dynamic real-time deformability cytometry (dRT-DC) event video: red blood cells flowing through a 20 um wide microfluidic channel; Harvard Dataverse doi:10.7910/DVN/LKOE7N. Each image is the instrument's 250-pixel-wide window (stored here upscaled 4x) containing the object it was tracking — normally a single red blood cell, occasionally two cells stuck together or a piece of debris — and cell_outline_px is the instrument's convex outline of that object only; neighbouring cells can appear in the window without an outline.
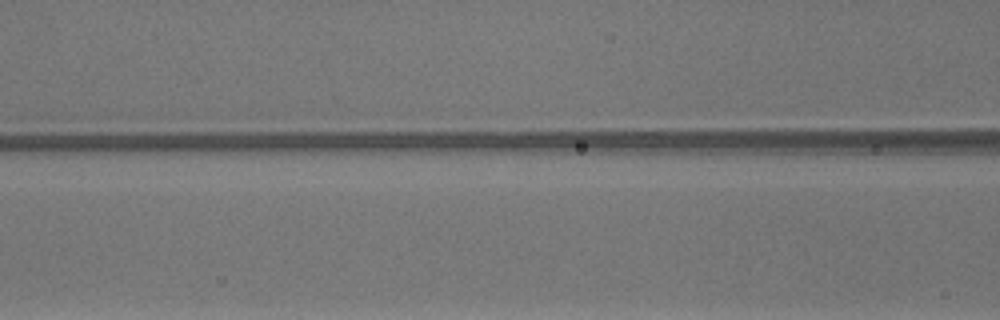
{"species": "common noctule bat (a hibernating species)", "species_latin": "Nyctalus noctula", "temperature_condition": "warm", "stored_images_in_passage": 5, "camera_frame_rate_fps": 3000, "um_per_image_px": 0.085, "animal": {"sex": "male", "body_mass_g": 13.3}, "frame": {"image": 1, "passage_image": 4, "time_ms": 1.0, "image_size_px": [1000, 320], "cell_outline_px": [[668, 152], [600, 152], [508, 140], [500, 136], [500, 132], [664, 132]], "centroid_in_image_um": [50.62, 11.96], "position_along_channel_um": 116.0, "area_um2": 19.19}}